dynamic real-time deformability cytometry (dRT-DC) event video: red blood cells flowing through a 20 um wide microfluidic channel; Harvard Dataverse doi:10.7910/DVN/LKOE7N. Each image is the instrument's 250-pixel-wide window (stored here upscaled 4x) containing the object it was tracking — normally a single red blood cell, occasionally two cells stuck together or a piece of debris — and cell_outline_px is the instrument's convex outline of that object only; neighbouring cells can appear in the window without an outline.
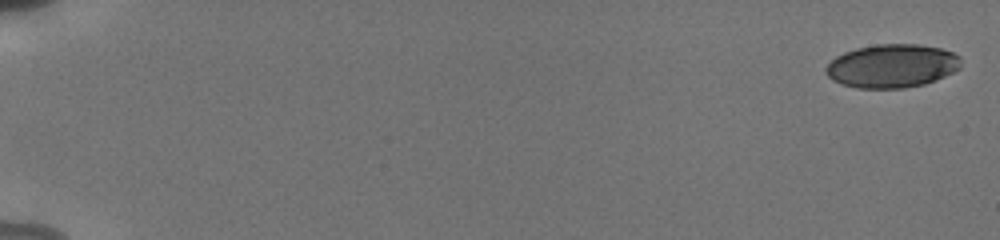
{"species": "human", "species_latin": "Homo sapiens", "temperature_condition": "cold", "stored_images_in_passage": 16, "camera_frame_rate_fps": 3000, "um_per_image_px": 0.085, "donor": {"sex": "male"}, "frame": {"image": 1, "passage_image": 1, "time_ms": 0.0, "image_size_px": [1000, 240], "cell_outline_px": [[960, 68], [936, 80], [924, 84], [904, 88], [856, 88], [840, 84], [832, 80], [824, 72], [824, 68], [836, 56], [844, 52], [856, 48], [876, 44], [916, 44], [940, 48], [952, 52], [960, 56]], "centroid_in_image_um": [75.79, 5.61], "position_along_channel_um": 9.2, "area_um2": 34.33}}
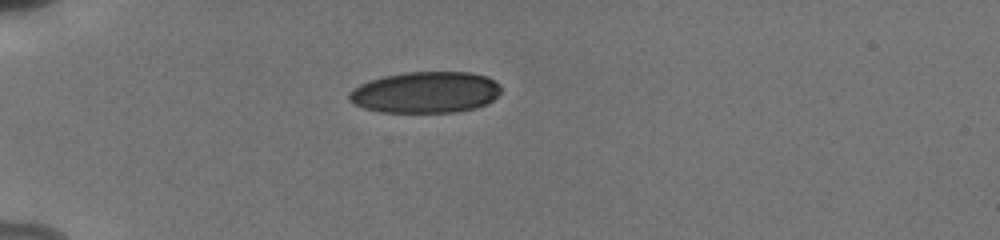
{"frame": {"image": 2, "passage_image": 12, "time_ms": 5.333, "image_size_px": [1000, 240], "cell_outline_px": [[500, 92], [488, 104], [476, 108], [456, 112], [380, 112], [364, 108], [348, 100], [348, 92], [360, 84], [384, 76], [404, 72], [472, 72], [488, 76], [496, 80], [500, 84]], "centroid_in_image_um": [36.2, 7.84], "position_along_channel_um": 48.8, "area_um2": 36.82}}
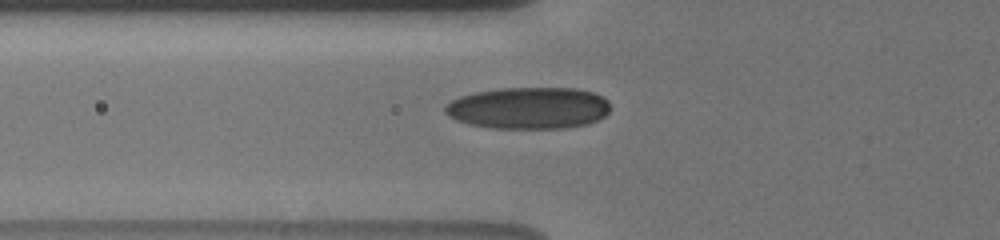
{"frame": {"image": 3, "passage_image": 16, "time_ms": 7.0, "image_size_px": [1000, 240], "cell_outline_px": [[608, 112], [604, 116], [588, 124], [568, 128], [492, 128], [468, 124], [456, 120], [448, 116], [444, 112], [444, 108], [452, 100], [460, 96], [476, 92], [500, 88], [576, 88], [592, 92], [604, 96], [608, 100]], "centroid_in_image_um": [44.93, 9.18], "position_along_channel_um": 80.9, "area_um2": 40.34}}